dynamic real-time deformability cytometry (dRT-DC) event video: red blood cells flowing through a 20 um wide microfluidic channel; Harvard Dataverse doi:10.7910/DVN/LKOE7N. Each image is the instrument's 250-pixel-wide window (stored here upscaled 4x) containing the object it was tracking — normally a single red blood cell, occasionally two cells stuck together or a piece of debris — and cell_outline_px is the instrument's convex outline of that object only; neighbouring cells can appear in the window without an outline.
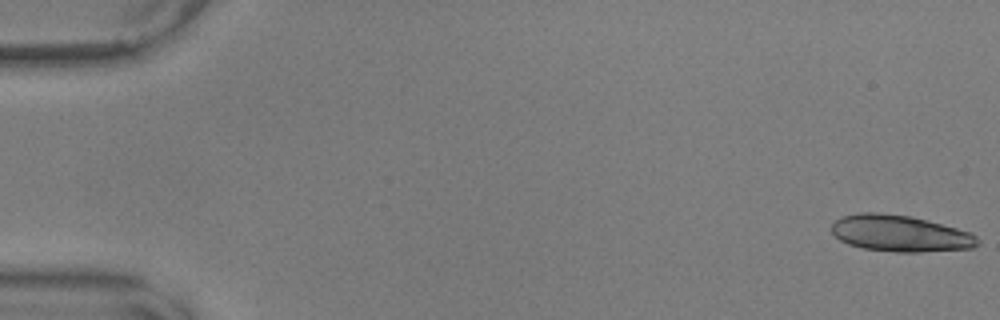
{"species": "common noctule bat (a hibernating species)", "species_latin": "Nyctalus noctula", "temperature_condition": "warm", "stored_images_in_passage": 56, "camera_frame_rate_fps": 3000, "um_per_image_px": 0.085, "animal": {"sex": "male", "body_mass_g": 17.9, "forearm_length_mm": 54.2}, "frame": {"image": 1, "passage_image": 1, "time_ms": 0.0, "image_size_px": [1000, 320], "cell_outline_px": [[980, 244], [972, 248], [920, 252], [896, 252], [864, 248], [848, 244], [840, 240], [832, 232], [832, 224], [836, 220], [844, 216], [860, 212], [876, 212], [912, 216], [956, 228], [968, 232], [976, 236], [980, 240]], "centroid_in_image_um": [76.52, 19.84], "position_along_channel_um": 8.5, "area_um2": 30.87}}
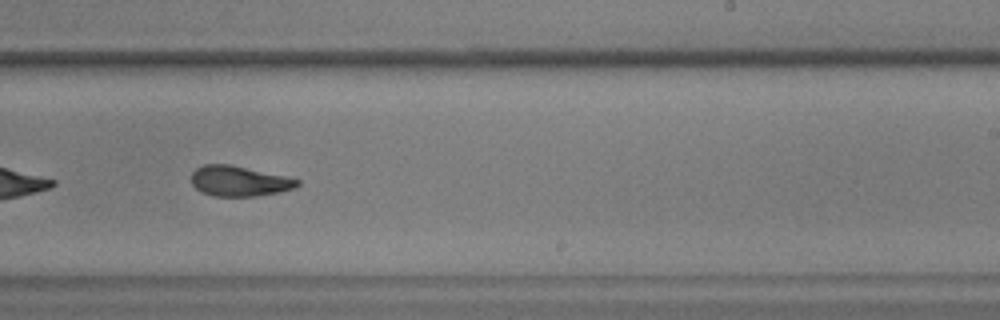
{"frame": {"image": 2, "passage_image": 36, "time_ms": 11.667, "image_size_px": [1000, 320], "cell_outline_px": [[300, 184], [296, 188], [280, 192], [256, 196], [212, 196], [200, 192], [192, 184], [192, 172], [196, 168], [204, 164], [228, 164], [284, 176], [300, 180]], "centroid_in_image_um": [20.32, 15.4], "position_along_channel_um": 268.7, "area_um2": 18.67}, "authors_computed_cell_mechanics": {"area_um2": 19.8543, "velocity_mm_per_s": 3.6001, "shape_relaxation_time_tau1_ms": 7.1964, "shape_relaxation_time_tau2_ms": 2.5186, "deformation_change_tau1": 0.1975, "deformation_change_tau2": 0.0972}}